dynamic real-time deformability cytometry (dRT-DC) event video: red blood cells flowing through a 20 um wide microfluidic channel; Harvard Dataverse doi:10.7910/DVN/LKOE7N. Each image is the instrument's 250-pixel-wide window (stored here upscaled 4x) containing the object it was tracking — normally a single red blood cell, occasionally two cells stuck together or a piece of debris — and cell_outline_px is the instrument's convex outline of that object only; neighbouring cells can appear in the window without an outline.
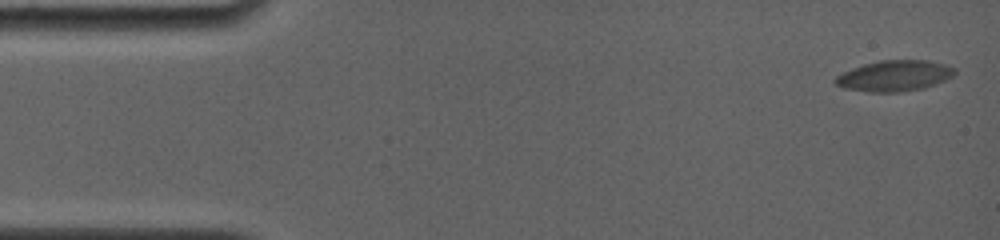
{"species": "common noctule bat (a hibernating species)", "species_latin": "Nyctalus noctula", "temperature_condition": "room temperature", "stored_images_in_passage": 5, "camera_frame_rate_fps": 4000, "um_per_image_px": 0.085, "animal": {"sex": "female", "body_mass_g": 19.0, "forearm_length_mm": 56.7}, "frame": {"image": 1, "passage_image": 1, "time_ms": 0.0, "image_size_px": [1000, 240], "cell_outline_px": [[952, 72], [948, 76], [932, 84], [920, 88], [892, 92], [872, 92], [848, 88], [836, 84], [836, 76], [844, 72], [864, 64], [880, 60], [924, 60], [940, 64], [952, 68]], "centroid_in_image_um": [75.92, 6.43], "position_along_channel_um": 9.1, "area_um2": 20.17}}
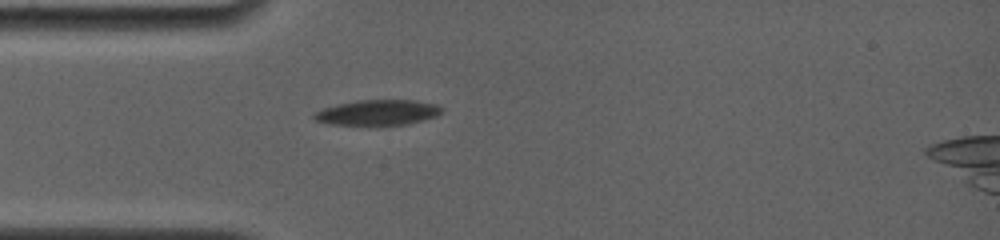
{"frame": {"image": 2, "passage_image": 5, "time_ms": 4.5, "image_size_px": [1000, 240], "cell_outline_px": [[444, 112], [436, 116], [424, 120], [408, 124], [328, 124], [316, 120], [312, 116], [312, 112], [336, 104], [356, 100], [412, 100], [436, 104], [444, 108]], "centroid_in_image_um": [32.12, 9.55], "position_along_channel_um": 52.9, "area_um2": 18.84}}